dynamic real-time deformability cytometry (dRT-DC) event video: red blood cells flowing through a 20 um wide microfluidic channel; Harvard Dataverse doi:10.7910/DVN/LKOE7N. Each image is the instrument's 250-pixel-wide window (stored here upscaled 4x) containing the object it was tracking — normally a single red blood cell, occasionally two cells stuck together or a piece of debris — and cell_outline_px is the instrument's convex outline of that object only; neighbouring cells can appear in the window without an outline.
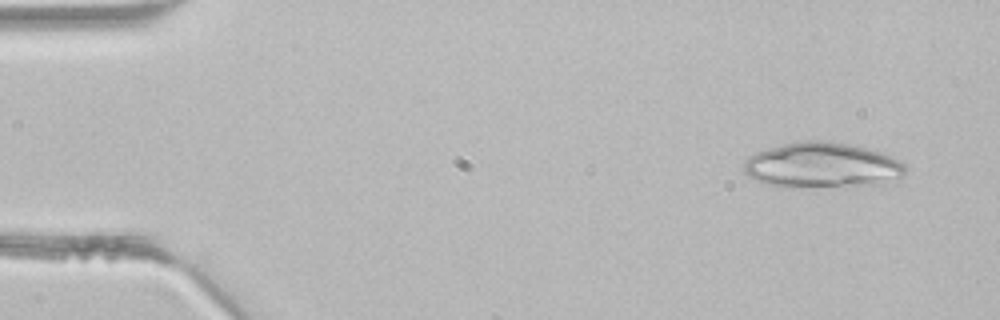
{"species": "common noctule bat (a hibernating species)", "species_latin": "Nyctalus noctula", "temperature_condition": "room temperature", "stored_images_in_passage": 3, "camera_frame_rate_fps": 3000, "um_per_image_px": 0.085, "animal": {"sex": "male", "body_mass_g": 21.5, "forearm_length_mm": 52.0}, "frame": {"image": 1, "passage_image": 1, "time_ms": 0.0, "image_size_px": [1000, 320], "cell_outline_px": [[904, 176], [900, 184], [784, 188], [780, 188], [764, 184], [748, 176], [740, 168], [744, 160], [748, 156], [756, 152], [768, 148], [800, 140], [824, 140], [848, 144], [868, 148], [892, 156], [904, 164]], "centroid_in_image_um": [69.89, 14.08], "position_along_channel_um": 15.1, "area_um2": 44.04}}